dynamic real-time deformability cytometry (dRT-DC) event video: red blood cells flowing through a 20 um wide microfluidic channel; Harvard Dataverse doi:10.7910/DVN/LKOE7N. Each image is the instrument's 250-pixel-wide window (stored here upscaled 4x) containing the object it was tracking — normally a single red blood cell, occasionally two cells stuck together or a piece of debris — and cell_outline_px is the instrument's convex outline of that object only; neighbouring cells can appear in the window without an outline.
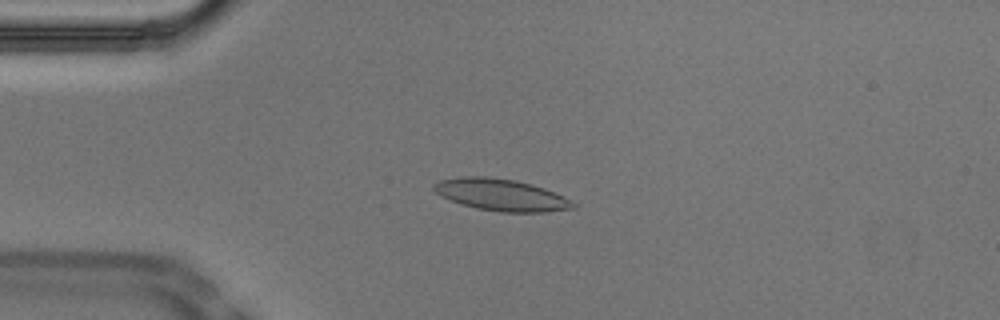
{"species": "Egyptian fruit bat (a non-hibernating species)", "species_latin": "Rousettus aegyptiacus", "temperature_condition": "cold", "stored_images_in_passage": 53, "camera_frame_rate_fps": 3000, "um_per_image_px": 0.085, "animal": {"sex": "male"}, "frame": {"image": 1, "passage_image": 12, "time_ms": 3.667, "image_size_px": [1000, 320], "cell_outline_px": [[576, 208], [544, 212], [500, 212], [476, 208], [440, 196], [432, 188], [432, 184], [440, 180], [460, 176], [488, 176], [516, 180], [532, 184], [544, 188], [576, 204]], "centroid_in_image_um": [42.55, 16.55], "position_along_channel_um": 42.4, "area_um2": 25.66}}
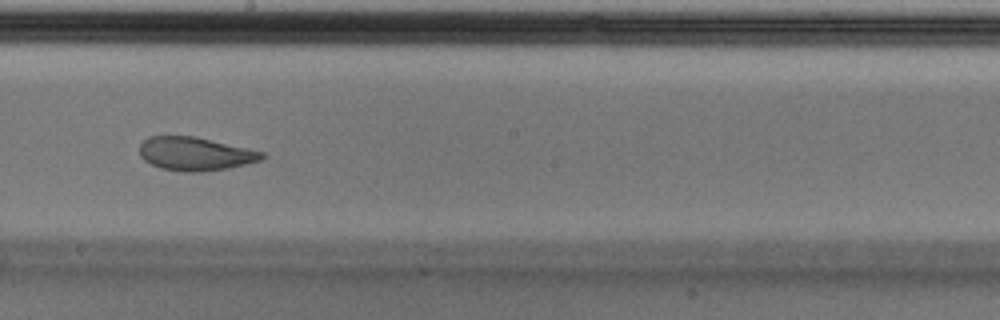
{"frame": {"image": 2, "passage_image": 29, "time_ms": 9.333, "image_size_px": [1000, 320], "cell_outline_px": [[268, 156], [260, 160], [228, 168], [200, 172], [184, 172], [160, 168], [144, 160], [140, 156], [140, 144], [148, 136], [196, 136], [248, 148], [264, 152]], "centroid_in_image_um": [16.6, 13.07], "position_along_channel_um": 231.6, "area_um2": 23.93}}
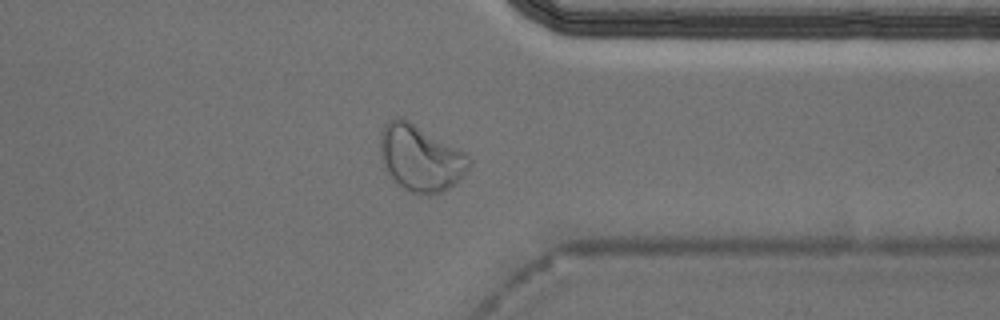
{"frame": {"image": 3, "passage_image": 41, "time_ms": 13.333, "image_size_px": [1000, 320], "cell_outline_px": [[472, 164], [452, 184], [440, 192], [428, 196], [420, 196], [408, 192], [392, 180], [384, 168], [380, 156], [380, 132], [384, 124], [388, 120], [396, 116], [400, 116], [408, 120], [468, 152], [472, 160]], "centroid_in_image_um": [35.71, 13.42], "position_along_channel_um": 375.7, "area_um2": 34.97}, "authors_computed_cell_mechanics": {"area_um2": 24.854, "velocity_mm_per_s": 3.7056, "shape_relaxation_time_tau1_ms": 8.2333, "shape_relaxation_time_tau2_ms": 1.0891, "deformation_change_tau1": 0.1984, "deformation_change_tau2": 0.0602}}